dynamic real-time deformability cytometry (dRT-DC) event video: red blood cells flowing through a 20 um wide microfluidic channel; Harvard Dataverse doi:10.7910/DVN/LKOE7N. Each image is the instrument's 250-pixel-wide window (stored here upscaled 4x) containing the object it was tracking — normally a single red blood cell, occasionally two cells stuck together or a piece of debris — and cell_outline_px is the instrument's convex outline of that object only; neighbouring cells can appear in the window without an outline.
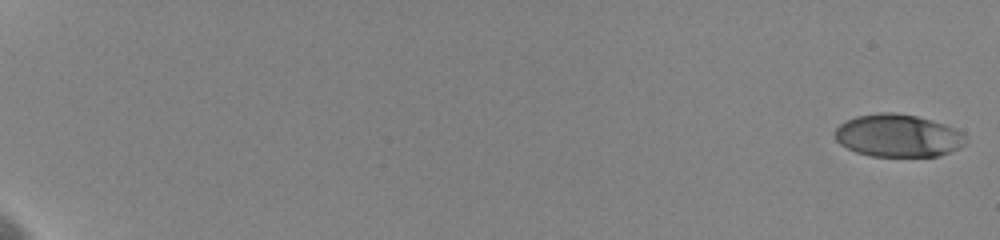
{"species": "human", "species_latin": "Homo sapiens", "temperature_condition": "cold", "stored_images_in_passage": 45, "camera_frame_rate_fps": 3000, "um_per_image_px": 0.085, "donor": {"sex": "female"}, "frame": {"image": 1, "passage_image": 1, "time_ms": 0.0, "image_size_px": [1000, 240], "cell_outline_px": [[964, 144], [960, 148], [940, 156], [872, 156], [856, 152], [840, 144], [836, 140], [836, 128], [840, 124], [856, 116], [876, 112], [892, 112], [916, 116], [944, 124], [964, 132]], "centroid_in_image_um": [76.34, 11.53], "position_along_channel_um": 8.7, "area_um2": 32.37}}
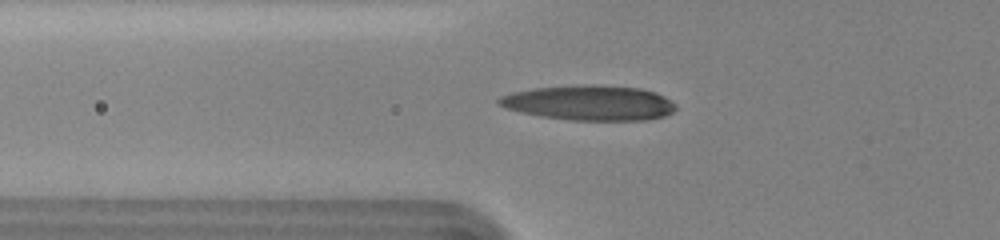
{"frame": {"image": 2, "passage_image": 16, "time_ms": 8.0, "image_size_px": [1000, 240], "cell_outline_px": [[676, 108], [672, 112], [664, 116], [644, 120], [572, 120], [540, 116], [520, 112], [504, 108], [496, 104], [496, 100], [500, 96], [512, 92], [532, 88], [640, 88], [656, 92], [672, 100], [676, 104]], "centroid_in_image_um": [50.08, 8.8], "position_along_channel_um": 75.7, "area_um2": 34.74}}
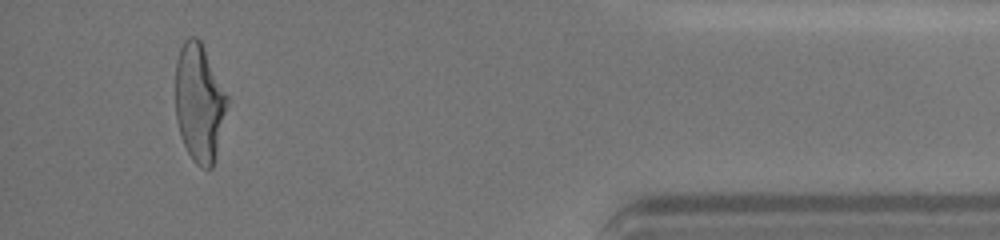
{"frame": {"image": 3, "passage_image": 42, "time_ms": 18.667, "image_size_px": [1000, 240], "cell_outline_px": [[228, 104], [212, 168], [200, 168], [192, 160], [184, 144], [176, 120], [176, 60], [180, 48], [184, 40], [188, 36], [196, 36], [200, 40], [228, 96]], "centroid_in_image_um": [16.93, 8.71], "position_along_channel_um": 418.3, "area_um2": 35.32}, "authors_computed_cell_mechanics": {"area_um2": 35.2002, "velocity_mm_per_s": 3.6, "shape_relaxation_time_tau1_ms": 3.03, "shape_relaxation_time_tau2_ms": 1.041, "deformation_change_tau1": 0.168, "deformation_change_tau2": 0.0836}}